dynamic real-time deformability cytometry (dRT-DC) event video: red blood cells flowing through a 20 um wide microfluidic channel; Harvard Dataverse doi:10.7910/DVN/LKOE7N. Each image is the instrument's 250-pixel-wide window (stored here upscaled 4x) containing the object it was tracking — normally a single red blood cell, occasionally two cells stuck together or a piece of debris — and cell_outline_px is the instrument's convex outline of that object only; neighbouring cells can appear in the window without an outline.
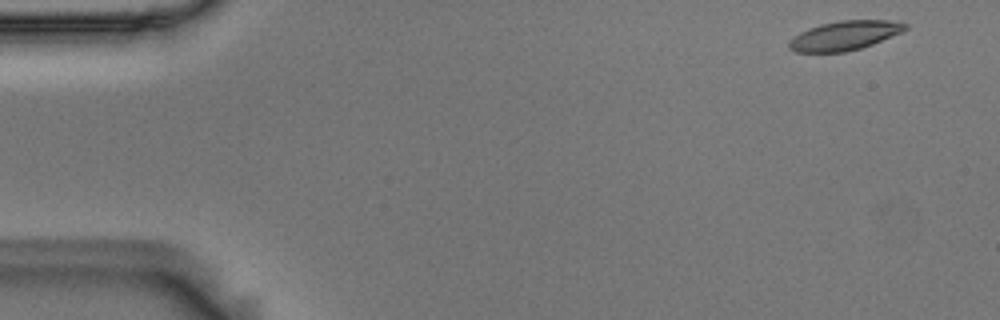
{"species": "Egyptian fruit bat (a non-hibernating species)", "species_latin": "Rousettus aegyptiacus", "temperature_condition": "room temperature", "stored_images_in_passage": 5, "camera_frame_rate_fps": 3000, "um_per_image_px": 0.085, "animal": {"sex": "male"}, "frame": {"image": 1, "passage_image": 1, "time_ms": 0.0, "image_size_px": [1000, 320], "cell_outline_px": [[908, 28], [904, 32], [872, 44], [860, 48], [844, 52], [796, 52], [788, 48], [788, 44], [800, 32], [808, 28], [820, 24], [840, 20], [888, 20], [908, 24]], "centroid_in_image_um": [71.83, 3.01], "position_along_channel_um": 13.2, "area_um2": 19.77}}